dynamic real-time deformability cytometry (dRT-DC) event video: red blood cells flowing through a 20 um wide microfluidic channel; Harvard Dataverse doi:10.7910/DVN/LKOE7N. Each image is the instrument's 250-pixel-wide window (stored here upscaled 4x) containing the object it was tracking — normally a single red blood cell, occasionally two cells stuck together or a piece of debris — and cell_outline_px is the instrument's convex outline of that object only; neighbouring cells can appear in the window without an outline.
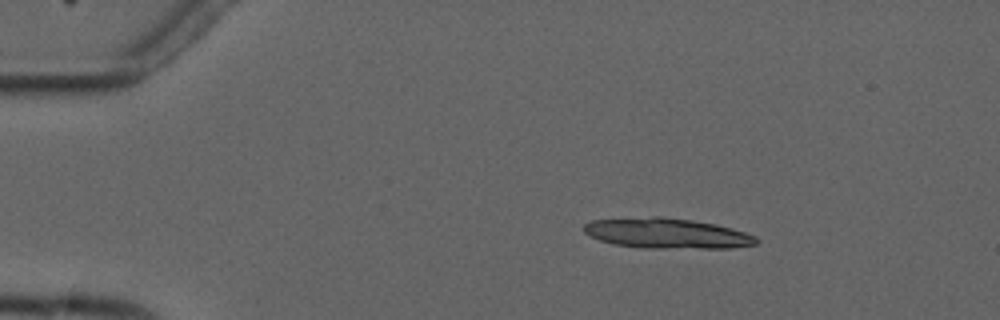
{"species": "common noctule bat (a hibernating species)", "species_latin": "Nyctalus noctula", "temperature_condition": "cold", "stored_images_in_passage": 5, "camera_frame_rate_fps": 3000, "um_per_image_px": 0.085, "animal": {"sex": "male", "forearm_length_mm": 52.5}, "frame": {"image": 1, "passage_image": 3, "time_ms": 2.667, "image_size_px": [1000, 320], "cell_outline_px": [[760, 240], [756, 244], [732, 248], [640, 248], [612, 244], [588, 236], [584, 232], [584, 224], [592, 220], [652, 216], [660, 216], [692, 220], [716, 224], [732, 228], [756, 236]], "centroid_in_image_um": [56.68, 19.84], "position_along_channel_um": 28.3, "area_um2": 30.69}}